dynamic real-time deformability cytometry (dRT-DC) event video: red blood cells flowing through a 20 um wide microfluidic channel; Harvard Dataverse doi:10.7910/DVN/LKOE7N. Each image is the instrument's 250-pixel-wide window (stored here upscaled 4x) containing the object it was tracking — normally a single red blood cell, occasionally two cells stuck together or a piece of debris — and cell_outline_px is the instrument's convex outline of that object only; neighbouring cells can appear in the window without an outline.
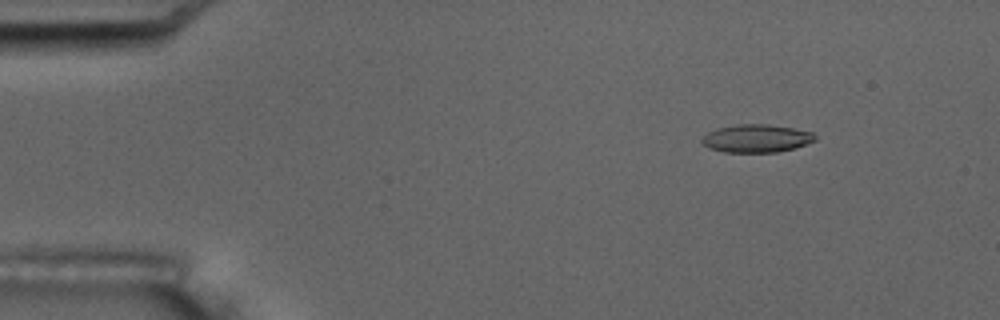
{"species": "common noctule bat (a hibernating species)", "species_latin": "Nyctalus noctula", "temperature_condition": "room temperature", "stored_images_in_passage": 6, "camera_frame_rate_fps": 3000, "um_per_image_px": 0.085, "animal": {"sex": "male", "body_mass_g": 17.5, "forearm_length_mm": 52.3}, "frame": {"image": 1, "passage_image": 3, "time_ms": 2.333, "image_size_px": [1000, 320], "cell_outline_px": [[816, 140], [796, 148], [776, 152], [724, 152], [712, 148], [704, 144], [700, 140], [708, 132], [716, 128], [736, 124], [768, 124], [792, 128], [812, 132], [816, 136]], "centroid_in_image_um": [64.31, 11.76], "position_along_channel_um": 20.7, "area_um2": 18.38}}